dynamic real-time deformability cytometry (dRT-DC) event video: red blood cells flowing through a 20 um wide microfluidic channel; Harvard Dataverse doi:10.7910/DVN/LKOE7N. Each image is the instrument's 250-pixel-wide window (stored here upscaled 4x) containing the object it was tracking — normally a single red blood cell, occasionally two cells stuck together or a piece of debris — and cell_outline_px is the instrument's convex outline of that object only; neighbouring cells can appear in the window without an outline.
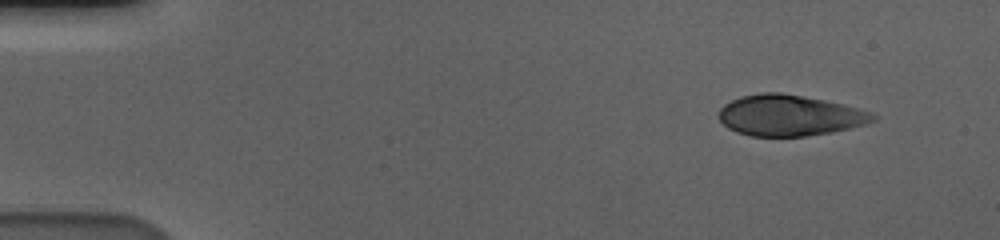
{"species": "human", "species_latin": "Homo sapiens", "temperature_condition": "cold", "stored_images_in_passage": 53, "camera_frame_rate_fps": 3000, "um_per_image_px": 0.085, "donor": {"sex": "male"}, "frame": {"image": 1, "passage_image": 1, "time_ms": 0.0, "image_size_px": [1000, 240], "cell_outline_px": [[876, 120], [868, 124], [832, 132], [804, 136], [748, 136], [736, 132], [728, 128], [720, 120], [720, 108], [724, 104], [740, 96], [760, 92], [780, 92], [824, 100], [872, 112], [876, 116]], "centroid_in_image_um": [67.1, 9.81], "position_along_channel_um": 17.9, "area_um2": 36.7}}
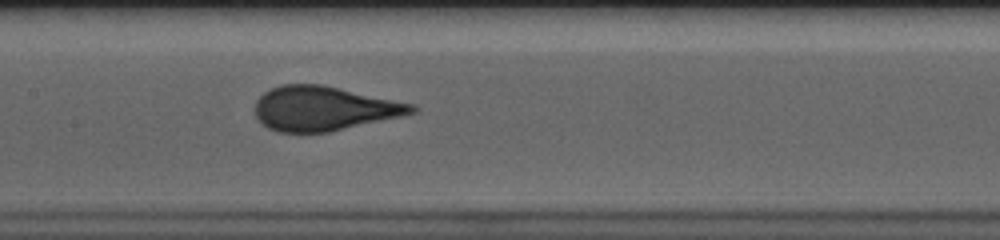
{"frame": {"image": 2, "passage_image": 24, "time_ms": 7.667, "image_size_px": [1000, 240], "cell_outline_px": [[420, 108], [416, 112], [400, 116], [328, 132], [280, 132], [268, 128], [256, 116], [256, 100], [264, 92], [280, 84], [320, 84], [416, 104]], "centroid_in_image_um": [27.55, 9.21], "position_along_channel_um": 179.9, "area_um2": 40.23}}
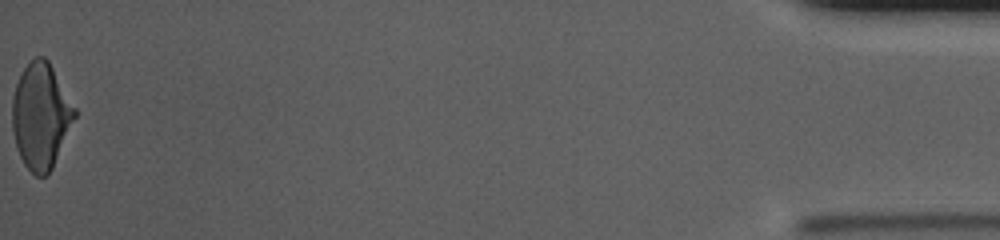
{"frame": {"image": 3, "passage_image": 53, "time_ms": 17.333, "image_size_px": [1000, 240], "cell_outline_px": [[76, 116], [52, 168], [44, 176], [36, 176], [24, 164], [16, 148], [12, 128], [12, 96], [16, 84], [24, 68], [36, 56], [44, 56], [48, 60], [76, 108]], "centroid_in_image_um": [3.46, 9.85], "position_along_channel_um": 431.7, "area_um2": 38.21}, "authors_computed_cell_mechanics": {"area_um2": 40.2288, "velocity_mm_per_s": 3.5987, "shape_relaxation_time_tau1_ms": 4.7576, "shape_relaxation_time_tau2_ms": null, "deformation_change_tau1": 0.1479, "deformation_change_tau2": null}}